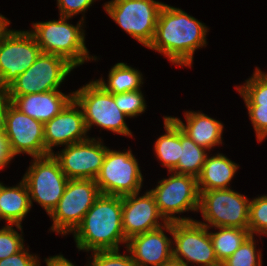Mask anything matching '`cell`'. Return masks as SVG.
Returning a JSON list of instances; mask_svg holds the SVG:
<instances>
[{
	"instance_id": "cell-39",
	"label": "cell",
	"mask_w": 267,
	"mask_h": 266,
	"mask_svg": "<svg viewBox=\"0 0 267 266\" xmlns=\"http://www.w3.org/2000/svg\"><path fill=\"white\" fill-rule=\"evenodd\" d=\"M9 24H10V21H8L6 17L0 14V37L8 29L7 25Z\"/></svg>"
},
{
	"instance_id": "cell-15",
	"label": "cell",
	"mask_w": 267,
	"mask_h": 266,
	"mask_svg": "<svg viewBox=\"0 0 267 266\" xmlns=\"http://www.w3.org/2000/svg\"><path fill=\"white\" fill-rule=\"evenodd\" d=\"M95 138L65 146V148L53 153L58 160L61 170L68 179H92L95 180L108 148Z\"/></svg>"
},
{
	"instance_id": "cell-3",
	"label": "cell",
	"mask_w": 267,
	"mask_h": 266,
	"mask_svg": "<svg viewBox=\"0 0 267 266\" xmlns=\"http://www.w3.org/2000/svg\"><path fill=\"white\" fill-rule=\"evenodd\" d=\"M68 19L60 16L57 21L37 22L33 24L34 30L29 32L34 36L41 53L61 56L76 68L85 60H96V57L88 54L82 22L74 26L67 23Z\"/></svg>"
},
{
	"instance_id": "cell-16",
	"label": "cell",
	"mask_w": 267,
	"mask_h": 266,
	"mask_svg": "<svg viewBox=\"0 0 267 266\" xmlns=\"http://www.w3.org/2000/svg\"><path fill=\"white\" fill-rule=\"evenodd\" d=\"M138 193L122 197V228L125 238L152 231L167 223L160 214L154 196L147 191L143 196ZM163 221L159 223L158 219Z\"/></svg>"
},
{
	"instance_id": "cell-2",
	"label": "cell",
	"mask_w": 267,
	"mask_h": 266,
	"mask_svg": "<svg viewBox=\"0 0 267 266\" xmlns=\"http://www.w3.org/2000/svg\"><path fill=\"white\" fill-rule=\"evenodd\" d=\"M73 234L79 250H119V243L127 245L122 228V197L101 194Z\"/></svg>"
},
{
	"instance_id": "cell-19",
	"label": "cell",
	"mask_w": 267,
	"mask_h": 266,
	"mask_svg": "<svg viewBox=\"0 0 267 266\" xmlns=\"http://www.w3.org/2000/svg\"><path fill=\"white\" fill-rule=\"evenodd\" d=\"M9 96L16 109L43 124L58 115L73 99V93L65 95L59 90Z\"/></svg>"
},
{
	"instance_id": "cell-5",
	"label": "cell",
	"mask_w": 267,
	"mask_h": 266,
	"mask_svg": "<svg viewBox=\"0 0 267 266\" xmlns=\"http://www.w3.org/2000/svg\"><path fill=\"white\" fill-rule=\"evenodd\" d=\"M173 237V261L188 266L190 263L200 266H220L208 228L197 220L168 222ZM185 260V261H184Z\"/></svg>"
},
{
	"instance_id": "cell-9",
	"label": "cell",
	"mask_w": 267,
	"mask_h": 266,
	"mask_svg": "<svg viewBox=\"0 0 267 266\" xmlns=\"http://www.w3.org/2000/svg\"><path fill=\"white\" fill-rule=\"evenodd\" d=\"M100 195L95 180L69 179L63 196L49 215L53 220L51 230L62 235L72 233Z\"/></svg>"
},
{
	"instance_id": "cell-23",
	"label": "cell",
	"mask_w": 267,
	"mask_h": 266,
	"mask_svg": "<svg viewBox=\"0 0 267 266\" xmlns=\"http://www.w3.org/2000/svg\"><path fill=\"white\" fill-rule=\"evenodd\" d=\"M166 133L155 142V153L162 165L171 172L178 164L181 153V129L168 116L164 117Z\"/></svg>"
},
{
	"instance_id": "cell-36",
	"label": "cell",
	"mask_w": 267,
	"mask_h": 266,
	"mask_svg": "<svg viewBox=\"0 0 267 266\" xmlns=\"http://www.w3.org/2000/svg\"><path fill=\"white\" fill-rule=\"evenodd\" d=\"M11 104L8 89L0 86V133L5 132L7 108Z\"/></svg>"
},
{
	"instance_id": "cell-11",
	"label": "cell",
	"mask_w": 267,
	"mask_h": 266,
	"mask_svg": "<svg viewBox=\"0 0 267 266\" xmlns=\"http://www.w3.org/2000/svg\"><path fill=\"white\" fill-rule=\"evenodd\" d=\"M95 182L101 194L123 197L140 191L143 176L131 150L108 149Z\"/></svg>"
},
{
	"instance_id": "cell-29",
	"label": "cell",
	"mask_w": 267,
	"mask_h": 266,
	"mask_svg": "<svg viewBox=\"0 0 267 266\" xmlns=\"http://www.w3.org/2000/svg\"><path fill=\"white\" fill-rule=\"evenodd\" d=\"M248 230L250 235H267V195L256 197L249 203Z\"/></svg>"
},
{
	"instance_id": "cell-10",
	"label": "cell",
	"mask_w": 267,
	"mask_h": 266,
	"mask_svg": "<svg viewBox=\"0 0 267 266\" xmlns=\"http://www.w3.org/2000/svg\"><path fill=\"white\" fill-rule=\"evenodd\" d=\"M171 173L174 174L159 181V185L150 190V193L167 222L193 221L191 218L175 217L173 214L199 210L200 192L197 178L187 174Z\"/></svg>"
},
{
	"instance_id": "cell-22",
	"label": "cell",
	"mask_w": 267,
	"mask_h": 266,
	"mask_svg": "<svg viewBox=\"0 0 267 266\" xmlns=\"http://www.w3.org/2000/svg\"><path fill=\"white\" fill-rule=\"evenodd\" d=\"M238 165L222 154L206 157L200 175L197 177L199 191L228 189Z\"/></svg>"
},
{
	"instance_id": "cell-32",
	"label": "cell",
	"mask_w": 267,
	"mask_h": 266,
	"mask_svg": "<svg viewBox=\"0 0 267 266\" xmlns=\"http://www.w3.org/2000/svg\"><path fill=\"white\" fill-rule=\"evenodd\" d=\"M92 258L90 266H136L131 254L121 255L119 250L94 251Z\"/></svg>"
},
{
	"instance_id": "cell-14",
	"label": "cell",
	"mask_w": 267,
	"mask_h": 266,
	"mask_svg": "<svg viewBox=\"0 0 267 266\" xmlns=\"http://www.w3.org/2000/svg\"><path fill=\"white\" fill-rule=\"evenodd\" d=\"M4 133L13 156L20 153L33 158L49 155L45 148L44 124L20 112L12 104L7 108Z\"/></svg>"
},
{
	"instance_id": "cell-38",
	"label": "cell",
	"mask_w": 267,
	"mask_h": 266,
	"mask_svg": "<svg viewBox=\"0 0 267 266\" xmlns=\"http://www.w3.org/2000/svg\"><path fill=\"white\" fill-rule=\"evenodd\" d=\"M47 266H74L63 255H56L45 259Z\"/></svg>"
},
{
	"instance_id": "cell-12",
	"label": "cell",
	"mask_w": 267,
	"mask_h": 266,
	"mask_svg": "<svg viewBox=\"0 0 267 266\" xmlns=\"http://www.w3.org/2000/svg\"><path fill=\"white\" fill-rule=\"evenodd\" d=\"M75 67L65 58L40 53L35 62L8 87L9 95H28L58 90Z\"/></svg>"
},
{
	"instance_id": "cell-4",
	"label": "cell",
	"mask_w": 267,
	"mask_h": 266,
	"mask_svg": "<svg viewBox=\"0 0 267 266\" xmlns=\"http://www.w3.org/2000/svg\"><path fill=\"white\" fill-rule=\"evenodd\" d=\"M72 93L77 107L83 112L87 130L96 124L114 133L132 136L124 121L128 116L117 107L113 94L106 92L96 81Z\"/></svg>"
},
{
	"instance_id": "cell-7",
	"label": "cell",
	"mask_w": 267,
	"mask_h": 266,
	"mask_svg": "<svg viewBox=\"0 0 267 266\" xmlns=\"http://www.w3.org/2000/svg\"><path fill=\"white\" fill-rule=\"evenodd\" d=\"M199 192V211L203 219L209 223L199 222L200 224L208 229L210 227L248 229L250 201L246 196L230 188Z\"/></svg>"
},
{
	"instance_id": "cell-1",
	"label": "cell",
	"mask_w": 267,
	"mask_h": 266,
	"mask_svg": "<svg viewBox=\"0 0 267 266\" xmlns=\"http://www.w3.org/2000/svg\"><path fill=\"white\" fill-rule=\"evenodd\" d=\"M207 29L183 10L164 4L148 48L164 54L172 64L190 67L195 50L206 45Z\"/></svg>"
},
{
	"instance_id": "cell-24",
	"label": "cell",
	"mask_w": 267,
	"mask_h": 266,
	"mask_svg": "<svg viewBox=\"0 0 267 266\" xmlns=\"http://www.w3.org/2000/svg\"><path fill=\"white\" fill-rule=\"evenodd\" d=\"M142 74L139 70L128 66L125 63L115 64L108 75V83L100 78L95 80L106 92L111 94H121L124 92L140 90Z\"/></svg>"
},
{
	"instance_id": "cell-18",
	"label": "cell",
	"mask_w": 267,
	"mask_h": 266,
	"mask_svg": "<svg viewBox=\"0 0 267 266\" xmlns=\"http://www.w3.org/2000/svg\"><path fill=\"white\" fill-rule=\"evenodd\" d=\"M164 229H168V222L163 227L135 235L127 241V252L136 266H169L174 262L173 241L164 234Z\"/></svg>"
},
{
	"instance_id": "cell-25",
	"label": "cell",
	"mask_w": 267,
	"mask_h": 266,
	"mask_svg": "<svg viewBox=\"0 0 267 266\" xmlns=\"http://www.w3.org/2000/svg\"><path fill=\"white\" fill-rule=\"evenodd\" d=\"M181 153L177 166L171 171L198 177L205 163L206 148L197 145L181 130Z\"/></svg>"
},
{
	"instance_id": "cell-34",
	"label": "cell",
	"mask_w": 267,
	"mask_h": 266,
	"mask_svg": "<svg viewBox=\"0 0 267 266\" xmlns=\"http://www.w3.org/2000/svg\"><path fill=\"white\" fill-rule=\"evenodd\" d=\"M95 0H57L60 16L73 17L85 12Z\"/></svg>"
},
{
	"instance_id": "cell-13",
	"label": "cell",
	"mask_w": 267,
	"mask_h": 266,
	"mask_svg": "<svg viewBox=\"0 0 267 266\" xmlns=\"http://www.w3.org/2000/svg\"><path fill=\"white\" fill-rule=\"evenodd\" d=\"M40 53L29 31L7 29L0 37V86L7 88L32 66Z\"/></svg>"
},
{
	"instance_id": "cell-27",
	"label": "cell",
	"mask_w": 267,
	"mask_h": 266,
	"mask_svg": "<svg viewBox=\"0 0 267 266\" xmlns=\"http://www.w3.org/2000/svg\"><path fill=\"white\" fill-rule=\"evenodd\" d=\"M244 84L236 89L246 105L267 106V73L260 71L257 67L253 76Z\"/></svg>"
},
{
	"instance_id": "cell-6",
	"label": "cell",
	"mask_w": 267,
	"mask_h": 266,
	"mask_svg": "<svg viewBox=\"0 0 267 266\" xmlns=\"http://www.w3.org/2000/svg\"><path fill=\"white\" fill-rule=\"evenodd\" d=\"M164 3L155 0H112L105 3L108 15L145 47L152 43Z\"/></svg>"
},
{
	"instance_id": "cell-30",
	"label": "cell",
	"mask_w": 267,
	"mask_h": 266,
	"mask_svg": "<svg viewBox=\"0 0 267 266\" xmlns=\"http://www.w3.org/2000/svg\"><path fill=\"white\" fill-rule=\"evenodd\" d=\"M117 107L128 117H135L146 110L141 90L113 94Z\"/></svg>"
},
{
	"instance_id": "cell-26",
	"label": "cell",
	"mask_w": 267,
	"mask_h": 266,
	"mask_svg": "<svg viewBox=\"0 0 267 266\" xmlns=\"http://www.w3.org/2000/svg\"><path fill=\"white\" fill-rule=\"evenodd\" d=\"M219 231L209 233L216 257L220 263L229 258L250 235L248 229L215 227Z\"/></svg>"
},
{
	"instance_id": "cell-8",
	"label": "cell",
	"mask_w": 267,
	"mask_h": 266,
	"mask_svg": "<svg viewBox=\"0 0 267 266\" xmlns=\"http://www.w3.org/2000/svg\"><path fill=\"white\" fill-rule=\"evenodd\" d=\"M22 180L28 188L31 207L33 200L39 203L48 215L58 205L69 181L53 154L34 157Z\"/></svg>"
},
{
	"instance_id": "cell-21",
	"label": "cell",
	"mask_w": 267,
	"mask_h": 266,
	"mask_svg": "<svg viewBox=\"0 0 267 266\" xmlns=\"http://www.w3.org/2000/svg\"><path fill=\"white\" fill-rule=\"evenodd\" d=\"M13 187H5L0 182V220L4 219L8 225H15L22 231L21 222L30 211V197L28 188L23 180Z\"/></svg>"
},
{
	"instance_id": "cell-31",
	"label": "cell",
	"mask_w": 267,
	"mask_h": 266,
	"mask_svg": "<svg viewBox=\"0 0 267 266\" xmlns=\"http://www.w3.org/2000/svg\"><path fill=\"white\" fill-rule=\"evenodd\" d=\"M12 226L7 225L0 229V260L10 257L25 248L24 239Z\"/></svg>"
},
{
	"instance_id": "cell-20",
	"label": "cell",
	"mask_w": 267,
	"mask_h": 266,
	"mask_svg": "<svg viewBox=\"0 0 267 266\" xmlns=\"http://www.w3.org/2000/svg\"><path fill=\"white\" fill-rule=\"evenodd\" d=\"M197 145L211 149L222 143L223 124L204 113L187 111L185 125L180 119L169 116Z\"/></svg>"
},
{
	"instance_id": "cell-33",
	"label": "cell",
	"mask_w": 267,
	"mask_h": 266,
	"mask_svg": "<svg viewBox=\"0 0 267 266\" xmlns=\"http://www.w3.org/2000/svg\"><path fill=\"white\" fill-rule=\"evenodd\" d=\"M248 114L256 132L257 140L267 137V106L246 105Z\"/></svg>"
},
{
	"instance_id": "cell-28",
	"label": "cell",
	"mask_w": 267,
	"mask_h": 266,
	"mask_svg": "<svg viewBox=\"0 0 267 266\" xmlns=\"http://www.w3.org/2000/svg\"><path fill=\"white\" fill-rule=\"evenodd\" d=\"M254 235H249L241 246L224 262L222 266H262V254L256 253Z\"/></svg>"
},
{
	"instance_id": "cell-17",
	"label": "cell",
	"mask_w": 267,
	"mask_h": 266,
	"mask_svg": "<svg viewBox=\"0 0 267 266\" xmlns=\"http://www.w3.org/2000/svg\"><path fill=\"white\" fill-rule=\"evenodd\" d=\"M76 107L72 99L58 115L44 123L45 148L49 154L54 153L53 146H68L89 138L83 112Z\"/></svg>"
},
{
	"instance_id": "cell-37",
	"label": "cell",
	"mask_w": 267,
	"mask_h": 266,
	"mask_svg": "<svg viewBox=\"0 0 267 266\" xmlns=\"http://www.w3.org/2000/svg\"><path fill=\"white\" fill-rule=\"evenodd\" d=\"M12 158L14 156L10 151L8 139L5 133H0V170L7 166Z\"/></svg>"
},
{
	"instance_id": "cell-40",
	"label": "cell",
	"mask_w": 267,
	"mask_h": 266,
	"mask_svg": "<svg viewBox=\"0 0 267 266\" xmlns=\"http://www.w3.org/2000/svg\"><path fill=\"white\" fill-rule=\"evenodd\" d=\"M169 266H185V265H181V264H178V263H175V262H172Z\"/></svg>"
},
{
	"instance_id": "cell-35",
	"label": "cell",
	"mask_w": 267,
	"mask_h": 266,
	"mask_svg": "<svg viewBox=\"0 0 267 266\" xmlns=\"http://www.w3.org/2000/svg\"><path fill=\"white\" fill-rule=\"evenodd\" d=\"M37 256L29 254L27 249H22L10 257L0 260V266H40Z\"/></svg>"
}]
</instances>
